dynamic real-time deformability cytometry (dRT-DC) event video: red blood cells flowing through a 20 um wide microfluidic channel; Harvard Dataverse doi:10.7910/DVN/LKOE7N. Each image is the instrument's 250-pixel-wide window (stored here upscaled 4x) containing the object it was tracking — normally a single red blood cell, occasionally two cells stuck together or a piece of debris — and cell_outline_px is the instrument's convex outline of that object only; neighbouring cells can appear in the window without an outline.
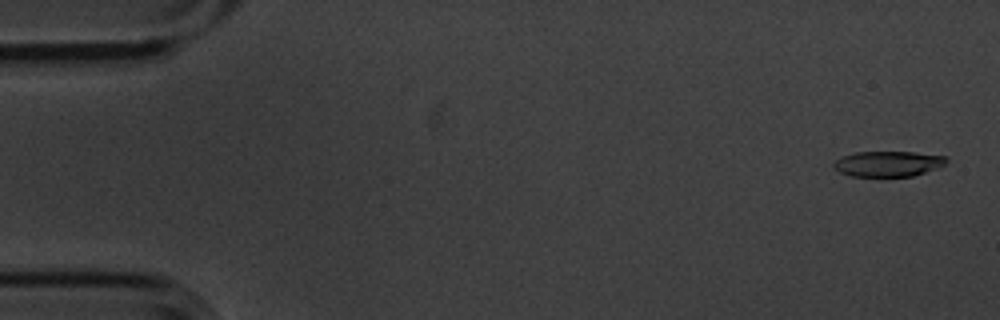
{"species": "common noctule bat (a hibernating species)", "species_latin": "Nyctalus noctula", "temperature_condition": "cold", "stored_images_in_passage": 5, "camera_frame_rate_fps": 3000, "um_per_image_px": 0.085, "animal": {"sex": "male", "body_mass_g": 20.1, "forearm_length_mm": 53.5}, "frame": {"image": 1, "passage_image": 1, "time_ms": 0.0, "image_size_px": [1000, 320], "cell_outline_px": [[948, 160], [940, 168], [912, 176], [852, 176], [840, 172], [832, 164], [836, 160], [844, 156], [856, 152], [912, 152], [944, 156]], "centroid_in_image_um": [75.52, 13.92], "position_along_channel_um": 9.5, "area_um2": 16.53}}
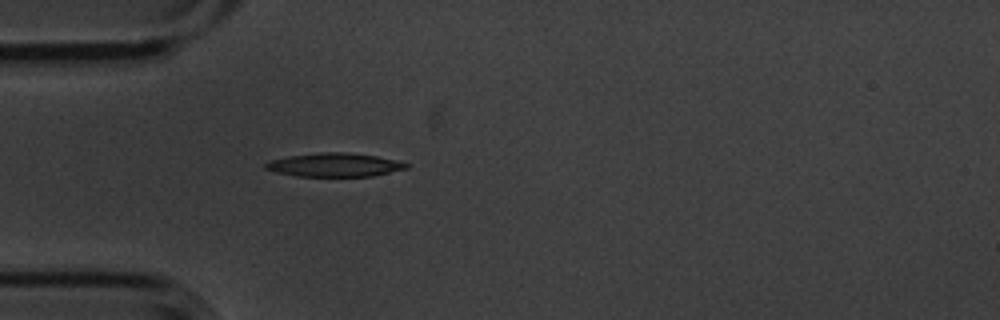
{"frame": {"image": 2, "passage_image": 5, "time_ms": 1.333, "image_size_px": [1000, 320], "cell_outline_px": [[408, 168], [372, 176], [296, 176], [276, 172], [264, 168], [264, 164], [272, 160], [288, 156], [320, 152], [344, 152], [376, 156], [400, 160], [408, 164]], "centroid_in_image_um": [28.45, 14.01], "position_along_channel_um": 56.5, "area_um2": 19.31}}